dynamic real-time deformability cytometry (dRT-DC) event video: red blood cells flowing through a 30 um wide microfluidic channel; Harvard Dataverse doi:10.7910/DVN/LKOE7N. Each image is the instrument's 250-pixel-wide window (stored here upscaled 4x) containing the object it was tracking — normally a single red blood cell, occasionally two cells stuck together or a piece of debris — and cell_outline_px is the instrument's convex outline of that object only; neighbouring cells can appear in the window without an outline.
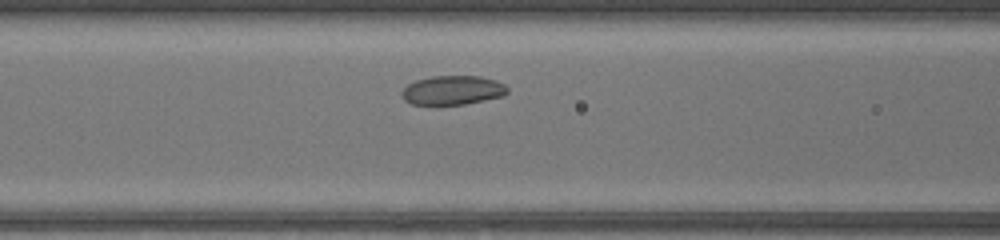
{"species": "common noctule bat (a hibernating species)", "species_latin": "Nyctalus noctula", "temperature_condition": "warm", "stored_images_in_passage": 29, "camera_frame_rate_fps": 3000, "um_per_image_px": 0.085, "animal": {"sex": "female", "body_mass_g": 17.0, "forearm_length_mm": 48.0}, "frame": {"image": 1, "passage_image": 8, "time_ms": 2.333, "image_size_px": [1000, 240], "cell_outline_px": [[508, 92], [504, 96], [464, 104], [412, 104], [404, 100], [400, 92], [408, 84], [416, 80], [432, 76], [480, 76], [496, 80], [504, 84], [508, 88]], "centroid_in_image_um": [38.48, 7.66], "position_along_channel_um": 128.1, "area_um2": 17.92}}
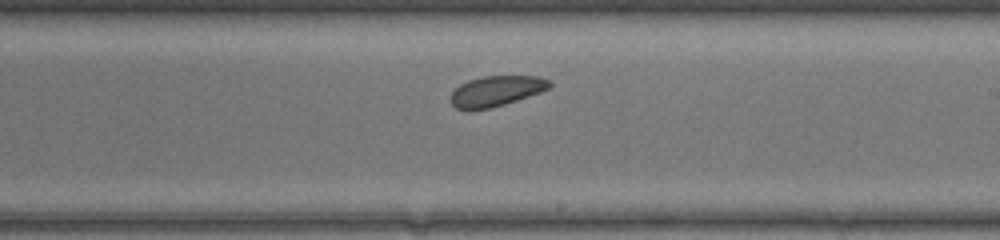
{"frame": {"image": 2, "passage_image": 16, "time_ms": 5.0, "image_size_px": [1000, 240], "cell_outline_px": [[552, 84], [548, 88], [540, 92], [504, 104], [488, 108], [456, 108], [448, 100], [452, 92], [460, 84], [468, 80], [480, 76], [536, 76], [548, 80]], "centroid_in_image_um": [42.15, 7.71], "position_along_channel_um": 246.9, "area_um2": 17.17}}
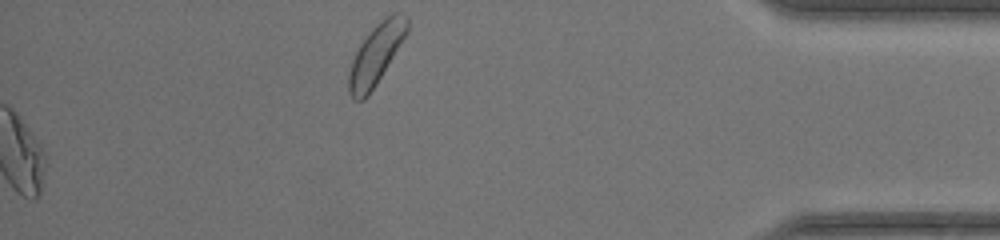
{"frame": {"image": 3, "passage_image": 29, "time_ms": 9.333, "image_size_px": [1000, 240], "cell_outline_px": [[408, 32], [368, 96], [364, 100], [352, 100], [348, 92], [348, 72], [352, 60], [360, 44], [372, 28], [384, 16], [392, 12], [400, 12], [408, 20]], "centroid_in_image_um": [31.94, 4.62], "position_along_channel_um": 403.3, "area_um2": 20.4}}